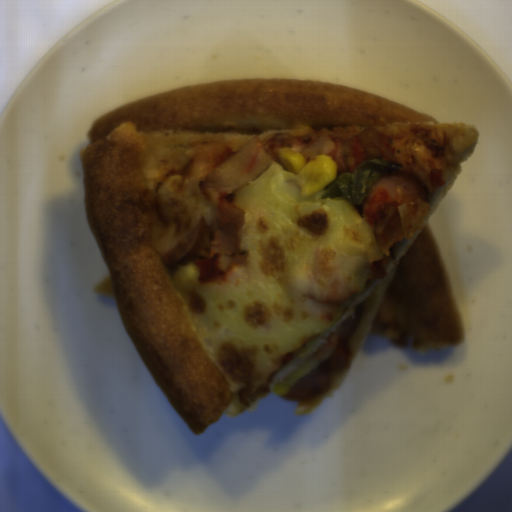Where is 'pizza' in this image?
Masks as SVG:
<instances>
[{
    "instance_id": "pizza-1",
    "label": "pizza",
    "mask_w": 512,
    "mask_h": 512,
    "mask_svg": "<svg viewBox=\"0 0 512 512\" xmlns=\"http://www.w3.org/2000/svg\"><path fill=\"white\" fill-rule=\"evenodd\" d=\"M376 128L392 137L441 128L455 165L419 230L379 260L348 256L272 209L243 211L240 254L225 278L179 287L153 246L159 183L208 145ZM479 139L462 121L323 82L228 79L131 101L96 119L78 153L89 231L111 296L141 361L194 435L253 411L306 363L340 345L351 368L368 334L404 351H450L466 340L430 219Z\"/></svg>"
},
{
    "instance_id": "pizza-2",
    "label": "pizza",
    "mask_w": 512,
    "mask_h": 512,
    "mask_svg": "<svg viewBox=\"0 0 512 512\" xmlns=\"http://www.w3.org/2000/svg\"><path fill=\"white\" fill-rule=\"evenodd\" d=\"M350 369L351 367L345 371L337 372L331 378H329L326 390L322 395L307 400H299L293 410L295 416L313 414L321 404L331 398L334 392L348 378Z\"/></svg>"
}]
</instances>
